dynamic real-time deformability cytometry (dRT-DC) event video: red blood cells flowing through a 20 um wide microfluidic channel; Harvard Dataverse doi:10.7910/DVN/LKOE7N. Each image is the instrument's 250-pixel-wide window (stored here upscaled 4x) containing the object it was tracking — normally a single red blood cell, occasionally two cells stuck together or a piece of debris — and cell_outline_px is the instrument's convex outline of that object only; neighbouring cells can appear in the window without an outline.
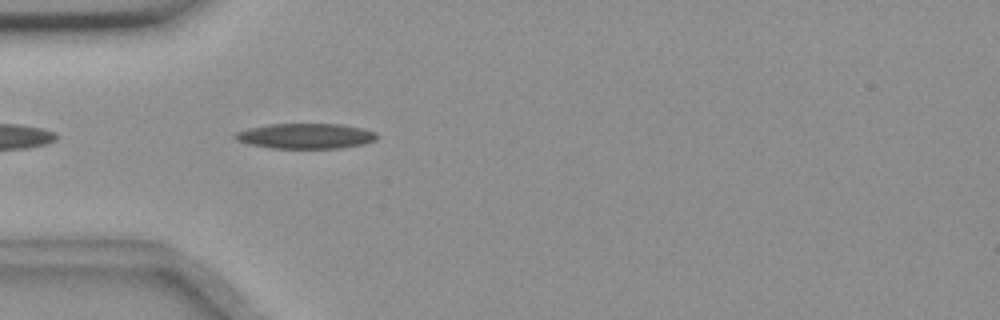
{"species": "common noctule bat (a hibernating species)", "species_latin": "Nyctalus noctula", "temperature_condition": "room temperature", "stored_images_in_passage": 4, "camera_frame_rate_fps": 3000, "um_per_image_px": 0.085, "animal": {"sex": "female", "body_mass_g": 18.4}, "frame": {"image": 1, "passage_image": 4, "time_ms": 3.667, "image_size_px": [1000, 320], "cell_outline_px": [[380, 136], [376, 140], [364, 144], [340, 148], [272, 148], [248, 144], [236, 140], [232, 136], [236, 132], [248, 128], [268, 124], [340, 124], [360, 128], [376, 132]], "centroid_in_image_um": [25.97, 11.56], "position_along_channel_um": 59.0, "area_um2": 20.98}}